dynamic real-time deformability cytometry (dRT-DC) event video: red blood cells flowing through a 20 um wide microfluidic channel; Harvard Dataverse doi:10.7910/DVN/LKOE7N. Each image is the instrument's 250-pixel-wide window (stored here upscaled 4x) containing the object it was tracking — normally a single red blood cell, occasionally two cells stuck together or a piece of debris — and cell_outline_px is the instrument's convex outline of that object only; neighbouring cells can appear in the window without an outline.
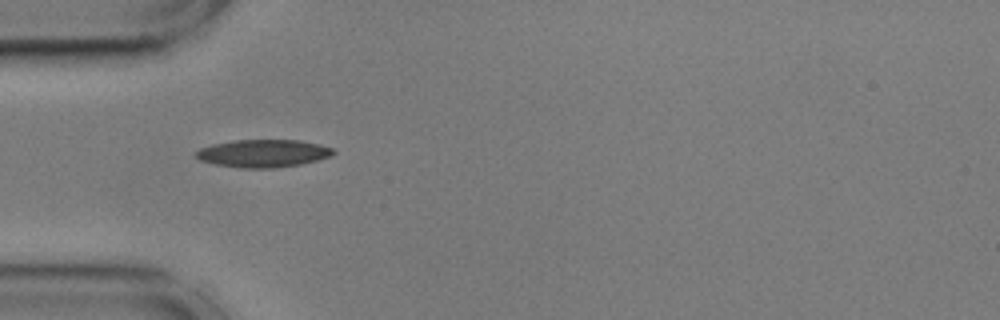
{"species": "common noctule bat (a hibernating species)", "species_latin": "Nyctalus noctula", "temperature_condition": "cold", "stored_images_in_passage": 40, "camera_frame_rate_fps": 3000, "um_per_image_px": 0.085, "animal": {"sex": "male", "body_mass_g": 17.9, "forearm_length_mm": 54.2}, "frame": {"image": 1, "passage_image": 1, "time_ms": 0.0, "image_size_px": [1000, 320], "cell_outline_px": [[336, 152], [332, 156], [300, 164], [276, 168], [240, 168], [216, 164], [200, 160], [196, 156], [196, 152], [200, 148], [212, 144], [232, 140], [300, 140], [320, 144], [332, 148]], "centroid_in_image_um": [22.38, 13.03], "position_along_channel_um": 62.6, "area_um2": 22.2}}
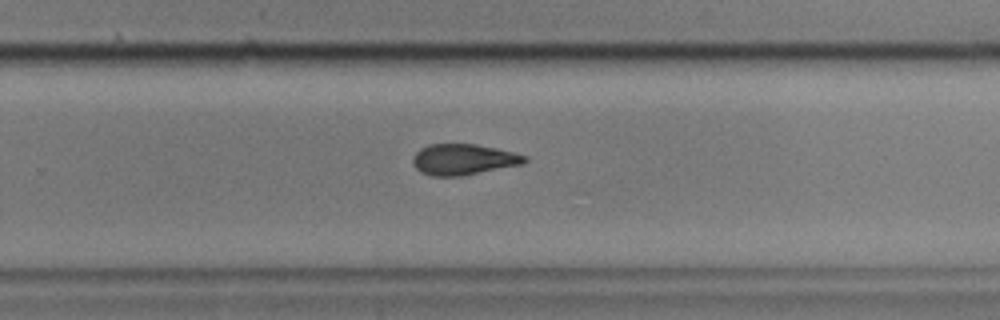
{"frame": {"image": 2, "passage_image": 20, "time_ms": 6.333, "image_size_px": [1000, 320], "cell_outline_px": [[528, 160], [524, 164], [460, 176], [432, 176], [420, 172], [416, 168], [412, 160], [416, 152], [420, 148], [428, 144], [476, 144], [496, 148], [528, 156]], "centroid_in_image_um": [39.4, 13.55], "position_along_channel_um": 290.4, "area_um2": 20.17}}
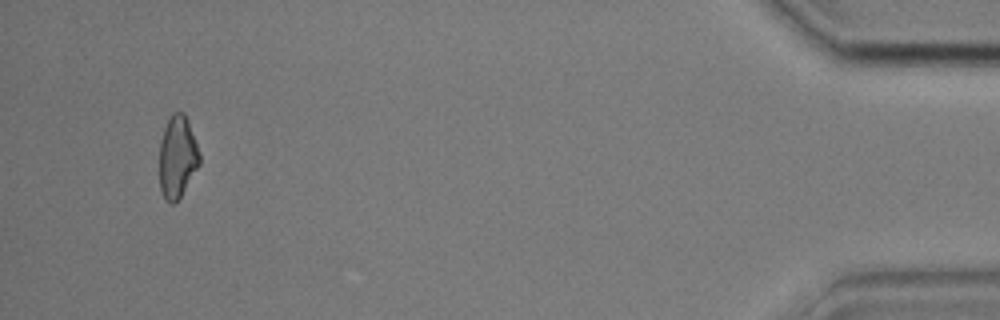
{"frame": {"image": 3, "passage_image": 37, "time_ms": 12.0, "image_size_px": [1000, 320], "cell_outline_px": [[200, 164], [180, 196], [172, 204], [168, 204], [160, 188], [160, 144], [164, 128], [172, 112], [184, 112], [188, 120], [200, 152]], "centroid_in_image_um": [15.09, 13.31], "position_along_channel_um": 420.1, "area_um2": 19.07}, "authors_computed_cell_mechanics": {"area_um2": 20.2878, "velocity_mm_per_s": 3.6081, "shape_relaxation_time_tau1_ms": 4.9573, "shape_relaxation_time_tau2_ms": 3.4876, "deformation_change_tau1": 0.1556, "deformation_change_tau2": 0.1122}}